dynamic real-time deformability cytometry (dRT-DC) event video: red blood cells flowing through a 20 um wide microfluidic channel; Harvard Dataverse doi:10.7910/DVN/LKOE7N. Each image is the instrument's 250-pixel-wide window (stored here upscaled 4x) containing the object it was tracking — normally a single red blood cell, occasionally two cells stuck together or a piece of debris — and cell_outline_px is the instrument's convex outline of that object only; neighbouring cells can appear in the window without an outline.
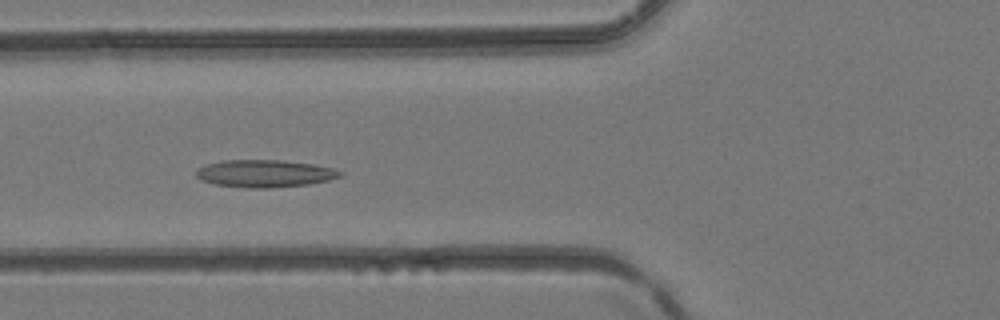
{"species": "common noctule bat (a hibernating species)", "species_latin": "Nyctalus noctula", "temperature_condition": "room temperature", "stored_images_in_passage": 40, "camera_frame_rate_fps": 3000, "um_per_image_px": 0.085, "animal": {"sex": "female", "body_mass_g": 24.6, "forearm_length_mm": 56.2}, "frame": {"image": 1, "passage_image": 14, "time_ms": 4.333, "image_size_px": [1000, 320], "cell_outline_px": [[344, 172], [340, 176], [328, 180], [308, 184], [268, 188], [248, 188], [212, 184], [200, 180], [196, 176], [196, 168], [204, 164], [220, 160], [284, 160], [312, 164], [332, 168]], "centroid_in_image_um": [22.42, 14.74], "position_along_channel_um": 103.4, "area_um2": 23.18}}
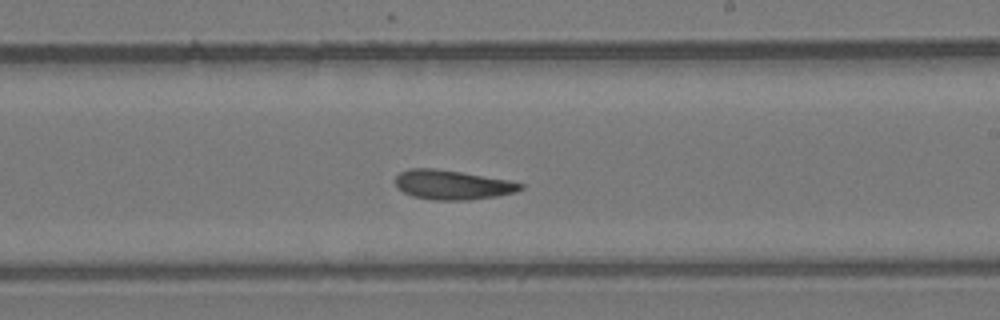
{"frame": {"image": 2, "passage_image": 23, "time_ms": 7.333, "image_size_px": [1000, 320], "cell_outline_px": [[524, 188], [516, 192], [496, 196], [468, 200], [432, 200], [412, 196], [396, 188], [396, 176], [400, 172], [408, 168], [432, 168], [460, 172], [508, 180], [524, 184]], "centroid_in_image_um": [38.43, 15.71], "position_along_channel_um": 250.6, "area_um2": 21.44}}
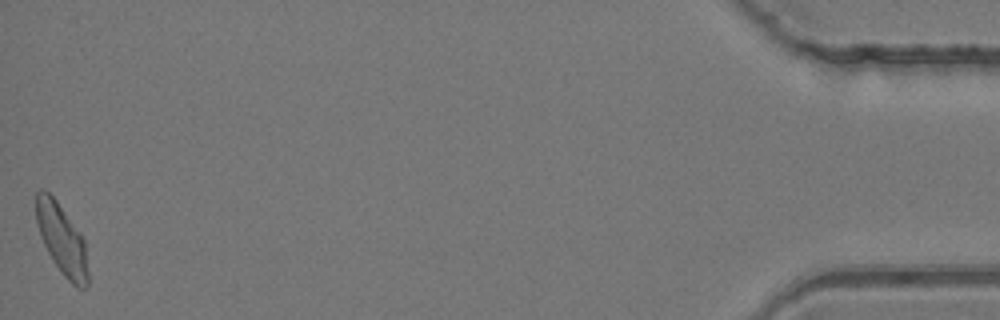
{"frame": {"image": 3, "passage_image": 40, "time_ms": 13.0, "image_size_px": [1000, 320], "cell_outline_px": [[88, 284], [84, 288], [76, 288], [64, 276], [52, 260], [40, 236], [36, 220], [36, 192], [40, 188], [44, 188], [56, 200], [80, 232], [84, 240], [88, 272]], "centroid_in_image_um": [5.25, 20.35], "position_along_channel_um": 430.0, "area_um2": 21.27}}